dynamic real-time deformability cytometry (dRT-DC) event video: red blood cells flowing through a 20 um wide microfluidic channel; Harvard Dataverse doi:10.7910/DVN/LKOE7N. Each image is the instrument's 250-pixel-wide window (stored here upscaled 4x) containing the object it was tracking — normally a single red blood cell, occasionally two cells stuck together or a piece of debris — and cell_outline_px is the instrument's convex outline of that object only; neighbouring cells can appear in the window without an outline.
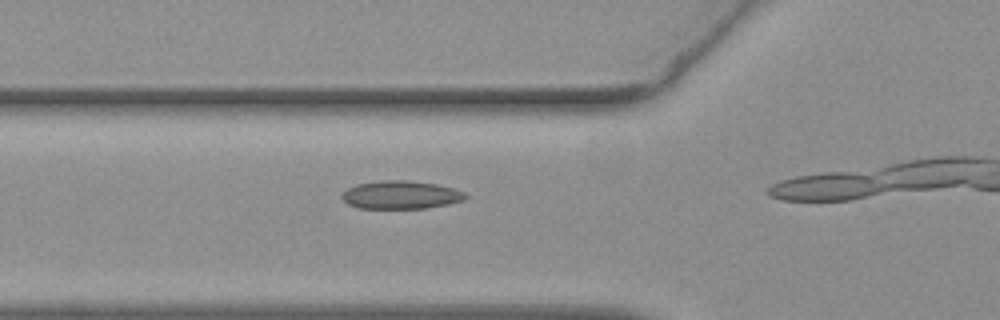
{"species": "common noctule bat (a hibernating species)", "species_latin": "Nyctalus noctula", "temperature_condition": "warm", "stored_images_in_passage": 11, "camera_frame_rate_fps": 3000, "um_per_image_px": 0.085, "animal": {"sex": "female", "body_mass_g": 19.3, "forearm_length_mm": 54.1}, "frame": {"image": 1, "passage_image": 7, "time_ms": 2.0, "image_size_px": [1000, 320], "cell_outline_px": [[468, 196], [464, 200], [448, 204], [424, 208], [360, 208], [348, 204], [340, 196], [348, 188], [356, 184], [380, 180], [408, 180], [436, 184], [452, 188], [464, 192]], "centroid_in_image_um": [34.06, 16.56], "position_along_channel_um": 91.7, "area_um2": 20.17}}
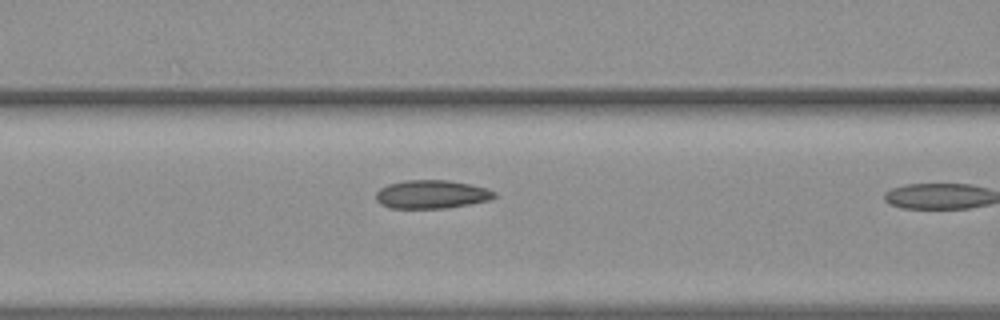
{"frame": {"image": 2, "passage_image": 10, "time_ms": 3.0, "image_size_px": [1000, 320], "cell_outline_px": [[496, 196], [492, 200], [444, 208], [388, 208], [380, 204], [376, 200], [376, 192], [380, 188], [388, 184], [404, 180], [448, 180], [472, 184], [488, 188], [496, 192]], "centroid_in_image_um": [36.7, 16.51], "position_along_channel_um": 129.9, "area_um2": 19.83}}